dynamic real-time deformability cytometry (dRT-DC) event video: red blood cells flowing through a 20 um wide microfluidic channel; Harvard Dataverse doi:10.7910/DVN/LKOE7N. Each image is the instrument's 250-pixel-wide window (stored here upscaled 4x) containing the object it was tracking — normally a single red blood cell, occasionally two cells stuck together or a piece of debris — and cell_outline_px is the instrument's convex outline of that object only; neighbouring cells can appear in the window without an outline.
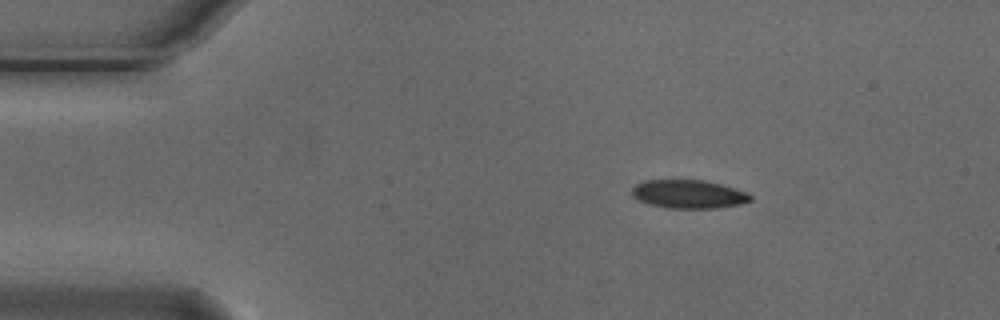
{"species": "Egyptian fruit bat (a non-hibernating species)", "species_latin": "Rousettus aegyptiacus", "temperature_condition": "cold", "stored_images_in_passage": 3, "camera_frame_rate_fps": 3000, "um_per_image_px": 0.085, "animal": {"sex": "male"}, "frame": {"image": 1, "passage_image": 1, "time_ms": 0.0, "image_size_px": [1000, 320], "cell_outline_px": [[752, 200], [740, 204], [716, 208], [668, 208], [648, 204], [632, 196], [632, 188], [636, 184], [644, 180], [704, 180], [720, 184], [748, 192], [752, 196]], "centroid_in_image_um": [58.53, 16.5], "position_along_channel_um": 26.5, "area_um2": 19.65}}
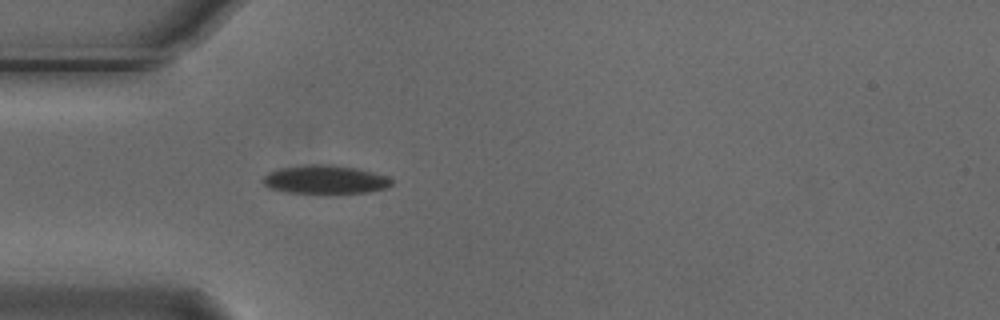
{"frame": {"image": 2, "passage_image": 3, "time_ms": 0.667, "image_size_px": [1000, 320], "cell_outline_px": [[392, 184], [388, 188], [368, 192], [324, 196], [288, 192], [268, 188], [264, 184], [264, 176], [268, 172], [280, 168], [308, 164], [332, 164], [356, 168], [388, 176], [392, 180]], "centroid_in_image_um": [27.66, 15.3], "position_along_channel_um": 57.3, "area_um2": 22.31}}